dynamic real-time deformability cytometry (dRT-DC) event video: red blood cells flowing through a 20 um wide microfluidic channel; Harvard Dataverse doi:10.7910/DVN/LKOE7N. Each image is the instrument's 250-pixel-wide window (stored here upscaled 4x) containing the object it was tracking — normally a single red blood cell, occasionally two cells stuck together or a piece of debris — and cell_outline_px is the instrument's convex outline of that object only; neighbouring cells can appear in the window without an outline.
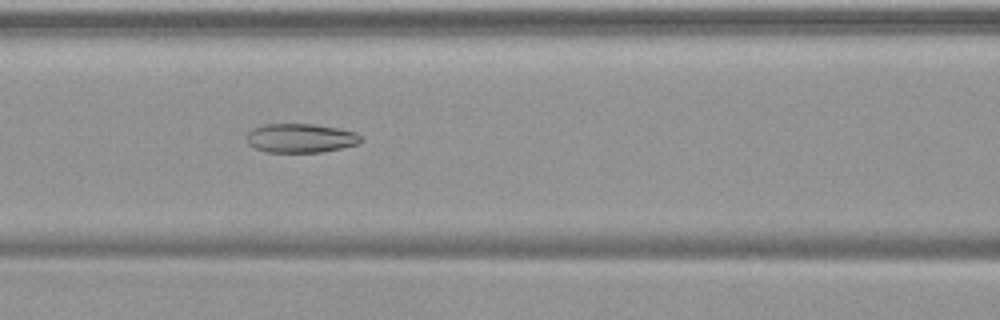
{"species": "common noctule bat (a hibernating species)", "species_latin": "Nyctalus noctula", "temperature_condition": "warm", "stored_images_in_passage": 40, "camera_frame_rate_fps": 3000, "um_per_image_px": 0.085, "animal": {"sex": "female", "body_mass_g": 19.9}, "frame": {"image": 1, "passage_image": 10, "time_ms": 3.0, "image_size_px": [1000, 320], "cell_outline_px": [[364, 140], [360, 144], [320, 152], [268, 152], [256, 148], [248, 144], [244, 140], [248, 132], [252, 128], [264, 124], [312, 124], [340, 128], [356, 132]], "centroid_in_image_um": [25.55, 11.73], "position_along_channel_um": 141.1, "area_um2": 19.54}}
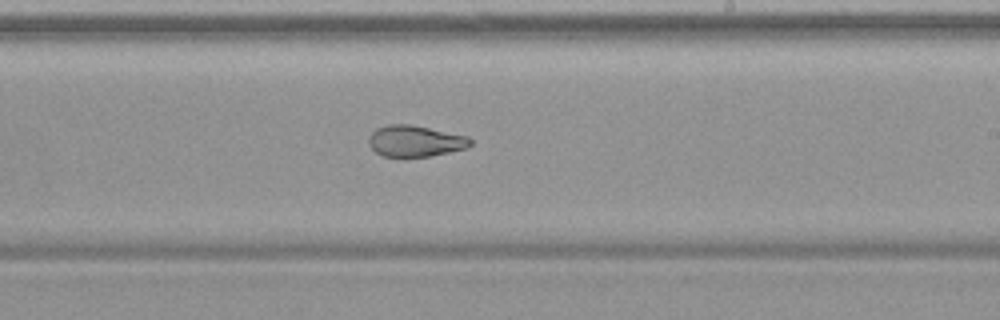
{"frame": {"image": 2, "passage_image": 19, "time_ms": 6.0, "image_size_px": [1000, 320], "cell_outline_px": [[472, 144], [468, 148], [432, 156], [400, 160], [384, 156], [376, 152], [368, 144], [368, 136], [376, 128], [388, 124], [412, 124], [468, 136], [472, 140]], "centroid_in_image_um": [35.27, 12.03], "position_along_channel_um": 253.7, "area_um2": 19.36}}
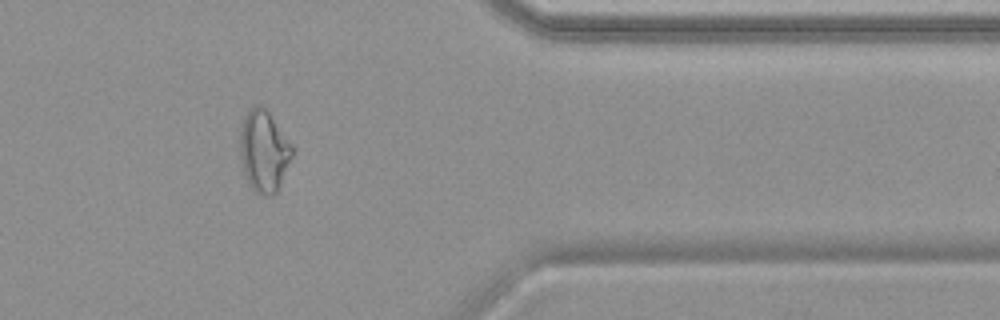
{"frame": {"image": 3, "passage_image": 31, "time_ms": 10.0, "image_size_px": [1000, 320], "cell_outline_px": [[292, 156], [280, 184], [276, 192], [272, 196], [264, 196], [256, 192], [252, 188], [244, 172], [240, 152], [240, 124], [248, 108], [256, 104], [260, 104], [268, 112], [292, 144]], "centroid_in_image_um": [22.41, 12.81], "position_along_channel_um": 389.0, "area_um2": 24.62}, "authors_computed_cell_mechanics": {"area_um2": 21.2704, "velocity_mm_per_s": 3.7763, "shape_relaxation_time_tau1_ms": null, "shape_relaxation_time_tau2_ms": 1.9304, "deformation_change_tau1": null, "deformation_change_tau2": 0.0848}}